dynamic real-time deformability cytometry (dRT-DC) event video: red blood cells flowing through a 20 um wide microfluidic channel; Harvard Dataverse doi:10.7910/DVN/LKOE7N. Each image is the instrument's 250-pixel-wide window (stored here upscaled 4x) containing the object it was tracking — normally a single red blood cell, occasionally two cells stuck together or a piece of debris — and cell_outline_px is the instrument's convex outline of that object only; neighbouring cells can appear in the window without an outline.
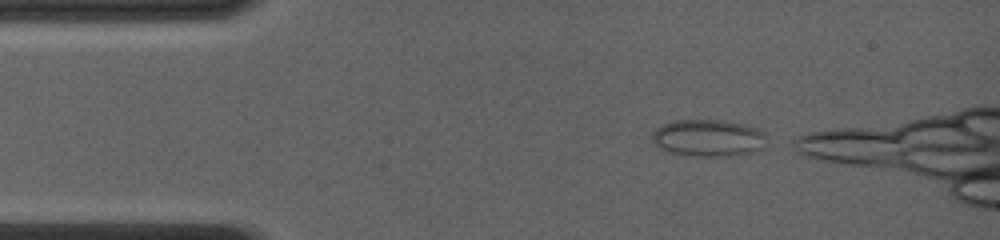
{"species": "common noctule bat (a hibernating species)", "species_latin": "Nyctalus noctula", "temperature_condition": "room temperature", "stored_images_in_passage": 25, "camera_frame_rate_fps": 4000, "um_per_image_px": 0.085, "animal": {"sex": "female", "body_mass_g": 19.0, "forearm_length_mm": 56.7}, "frame": {"image": 1, "passage_image": 1, "time_ms": 0.0, "image_size_px": [1000, 240], "cell_outline_px": [[768, 140], [764, 148], [752, 152], [728, 156], [684, 156], [668, 152], [652, 144], [652, 132], [656, 128], [672, 120], [720, 120], [744, 124], [760, 128], [764, 132]], "centroid_in_image_um": [60.21, 11.73], "position_along_channel_um": 24.8, "area_um2": 25.26}}
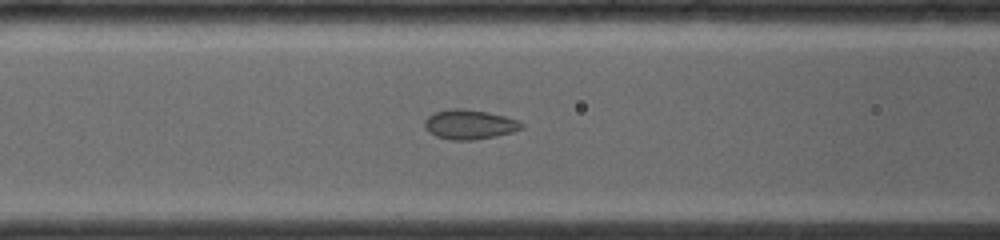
{"frame": {"image": 2, "passage_image": 15, "time_ms": 3.75, "image_size_px": [1000, 240], "cell_outline_px": [[524, 128], [512, 132], [496, 136], [472, 140], [452, 140], [436, 136], [428, 132], [424, 128], [424, 120], [428, 116], [436, 112], [452, 108], [464, 108], [488, 112], [520, 120], [524, 124]], "centroid_in_image_um": [39.92, 10.57], "position_along_channel_um": 126.7, "area_um2": 16.88}}
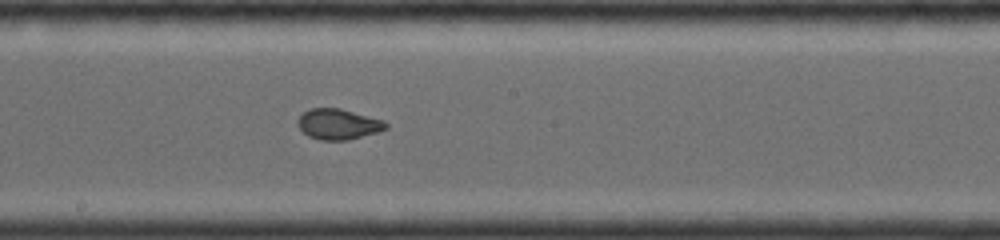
{"frame": {"image": 3, "passage_image": 24, "time_ms": 6.0, "image_size_px": [1000, 240], "cell_outline_px": [[388, 128], [376, 132], [348, 140], [320, 140], [308, 136], [296, 124], [296, 120], [304, 112], [312, 108], [340, 108], [384, 120], [388, 124]], "centroid_in_image_um": [28.74, 10.55], "position_along_channel_um": 219.5, "area_um2": 15.66}}